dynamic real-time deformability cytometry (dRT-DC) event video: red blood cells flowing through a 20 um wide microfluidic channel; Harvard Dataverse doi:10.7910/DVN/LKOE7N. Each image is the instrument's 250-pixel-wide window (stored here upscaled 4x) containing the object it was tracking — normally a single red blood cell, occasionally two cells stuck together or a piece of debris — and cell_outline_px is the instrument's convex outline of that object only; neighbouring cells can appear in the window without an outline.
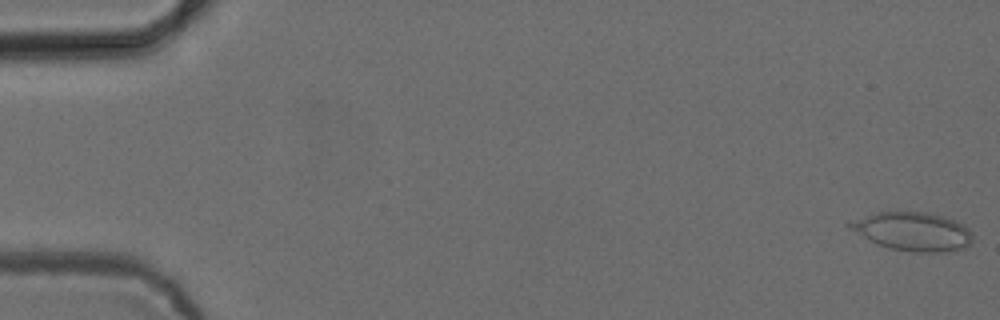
{"species": "common noctule bat (a hibernating species)", "species_latin": "Nyctalus noctula", "temperature_condition": "cold", "stored_images_in_passage": 12, "camera_frame_rate_fps": 3000, "um_per_image_px": 0.085, "animal": {"sex": "female", "body_mass_g": 24.6, "forearm_length_mm": 56.2}, "frame": {"image": 1, "passage_image": 1, "time_ms": 0.0, "image_size_px": [1000, 320], "cell_outline_px": [[972, 240], [964, 248], [948, 252], [916, 252], [892, 248], [876, 244], [848, 228], [844, 224], [848, 220], [880, 212], [928, 212], [944, 216], [956, 220], [964, 224], [972, 232]], "centroid_in_image_um": [77.58, 19.66], "position_along_channel_um": 7.4, "area_um2": 27.8}}